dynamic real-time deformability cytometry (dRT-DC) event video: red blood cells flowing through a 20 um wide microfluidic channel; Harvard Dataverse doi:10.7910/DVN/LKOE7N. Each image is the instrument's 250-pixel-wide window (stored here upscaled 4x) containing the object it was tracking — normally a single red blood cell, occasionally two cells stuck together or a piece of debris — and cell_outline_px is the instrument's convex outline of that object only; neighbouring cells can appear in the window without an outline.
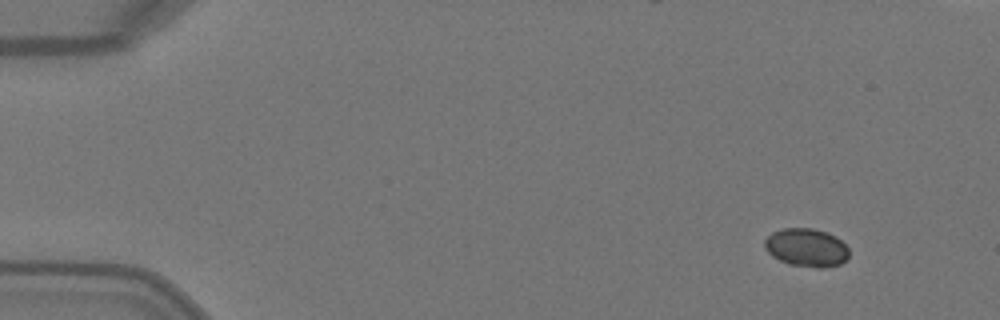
{"species": "Egyptian fruit bat (a non-hibernating species)", "species_latin": "Rousettus aegyptiacus", "temperature_condition": "warm", "stored_images_in_passage": 4, "camera_frame_rate_fps": 3000, "um_per_image_px": 0.085, "animal": {"sex": "female"}, "frame": {"image": 1, "passage_image": 1, "time_ms": 0.0, "image_size_px": [1000, 320], "cell_outline_px": [[848, 260], [840, 264], [824, 268], [816, 268], [788, 264], [772, 256], [764, 248], [764, 240], [772, 232], [784, 228], [812, 228], [836, 236], [848, 248]], "centroid_in_image_um": [68.54, 21.06], "position_along_channel_um": 16.5, "area_um2": 18.9}}